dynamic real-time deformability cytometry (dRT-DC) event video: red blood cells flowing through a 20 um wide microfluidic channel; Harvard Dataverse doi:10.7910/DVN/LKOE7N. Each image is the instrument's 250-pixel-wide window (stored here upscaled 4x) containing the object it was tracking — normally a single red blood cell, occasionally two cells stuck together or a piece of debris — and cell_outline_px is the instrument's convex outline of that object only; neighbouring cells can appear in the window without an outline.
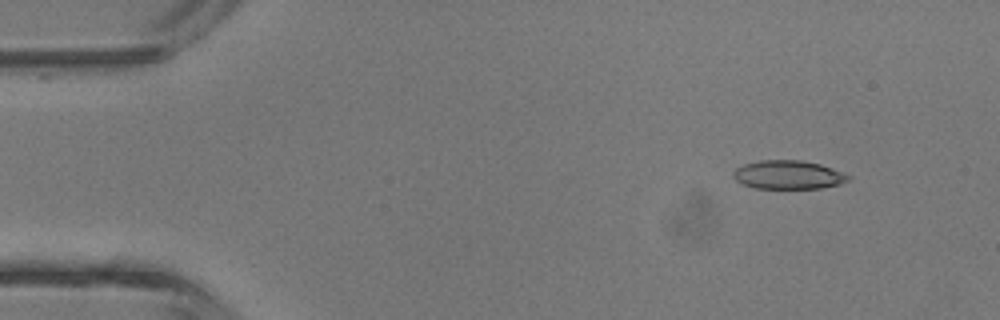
{"species": "common noctule bat (a hibernating species)", "species_latin": "Nyctalus noctula", "temperature_condition": "room temperature", "stored_images_in_passage": 4, "camera_frame_rate_fps": 3000, "um_per_image_px": 0.085, "animal": {"sex": "male", "body_mass_g": 13.3}, "frame": {"image": 1, "passage_image": 2, "time_ms": 1.333, "image_size_px": [1000, 320], "cell_outline_px": [[852, 176], [848, 180], [840, 184], [820, 188], [756, 188], [740, 184], [732, 176], [732, 172], [736, 168], [744, 164], [760, 160], [800, 160], [820, 164], [832, 168]], "centroid_in_image_um": [66.98, 14.85], "position_along_channel_um": 18.0, "area_um2": 19.25}}